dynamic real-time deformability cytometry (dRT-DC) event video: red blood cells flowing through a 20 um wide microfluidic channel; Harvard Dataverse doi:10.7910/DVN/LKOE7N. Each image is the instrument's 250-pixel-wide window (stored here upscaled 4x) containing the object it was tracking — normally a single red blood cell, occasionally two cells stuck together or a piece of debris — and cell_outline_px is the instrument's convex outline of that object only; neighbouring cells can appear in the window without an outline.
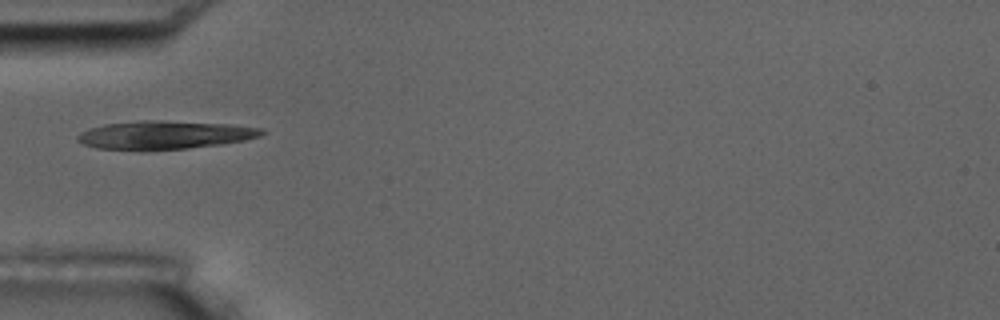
{"species": "common noctule bat (a hibernating species)", "species_latin": "Nyctalus noctula", "temperature_condition": "room temperature", "stored_images_in_passage": 3, "camera_frame_rate_fps": 3000, "um_per_image_px": 0.085, "animal": {"sex": "male", "body_mass_g": 17.5, "forearm_length_mm": 52.3}, "frame": {"image": 1, "passage_image": 3, "time_ms": 2.333, "image_size_px": [1000, 320], "cell_outline_px": [[268, 132], [260, 136], [244, 140], [224, 144], [188, 148], [144, 152], [140, 152], [96, 148], [84, 144], [76, 140], [76, 136], [80, 132], [88, 128], [104, 124], [140, 120], [164, 120], [228, 124], [264, 128]], "centroid_in_image_um": [13.96, 11.49], "position_along_channel_um": 71.0, "area_um2": 31.39}}